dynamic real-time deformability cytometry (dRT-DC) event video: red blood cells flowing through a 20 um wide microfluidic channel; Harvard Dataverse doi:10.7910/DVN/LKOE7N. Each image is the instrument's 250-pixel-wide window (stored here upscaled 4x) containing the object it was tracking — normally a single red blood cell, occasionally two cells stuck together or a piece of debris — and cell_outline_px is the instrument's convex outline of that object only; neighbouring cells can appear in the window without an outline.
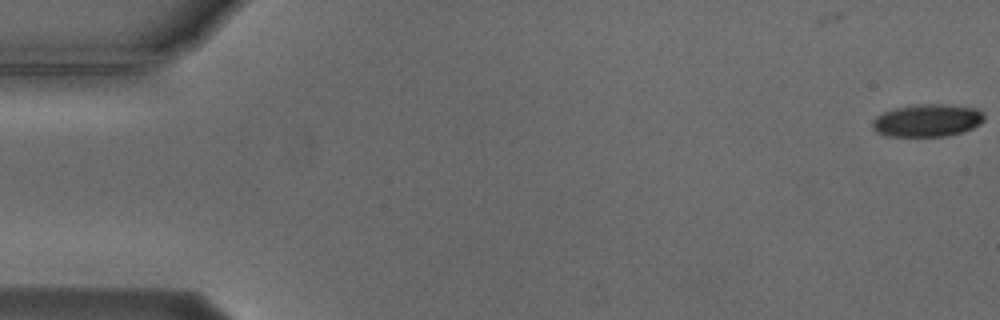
{"species": "Egyptian fruit bat (a non-hibernating species)", "species_latin": "Rousettus aegyptiacus", "temperature_condition": "cold", "stored_images_in_passage": 49, "camera_frame_rate_fps": 3000, "um_per_image_px": 0.085, "animal": {"sex": "male"}, "frame": {"image": 1, "passage_image": 1, "time_ms": 0.0, "image_size_px": [1000, 320], "cell_outline_px": [[984, 120], [980, 124], [964, 132], [948, 136], [888, 136], [876, 132], [872, 128], [872, 120], [876, 116], [884, 112], [896, 108], [920, 104], [944, 104], [976, 108], [984, 116]], "centroid_in_image_um": [78.81, 10.25], "position_along_channel_um": 6.2, "area_um2": 21.21}}
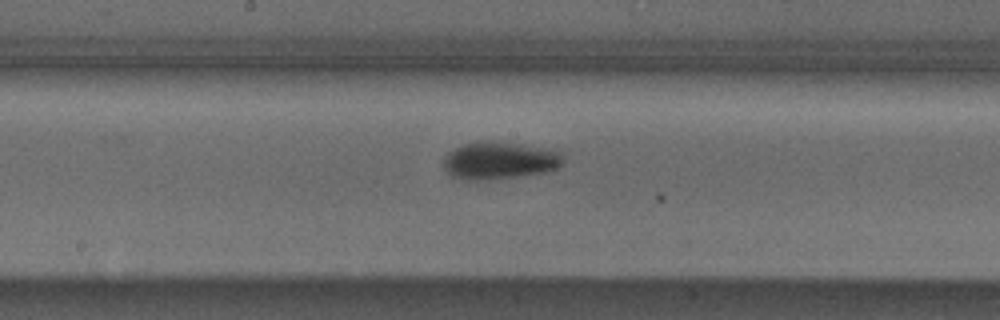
{"frame": {"image": 2, "passage_image": 29, "time_ms": 9.333, "image_size_px": [1000, 320], "cell_outline_px": [[564, 160], [556, 168], [544, 172], [488, 180], [464, 180], [452, 176], [444, 168], [444, 160], [448, 152], [464, 144], [480, 140], [492, 140], [520, 144], [560, 152]], "centroid_in_image_um": [42.4, 13.64], "position_along_channel_um": 205.8, "area_um2": 25.84}}
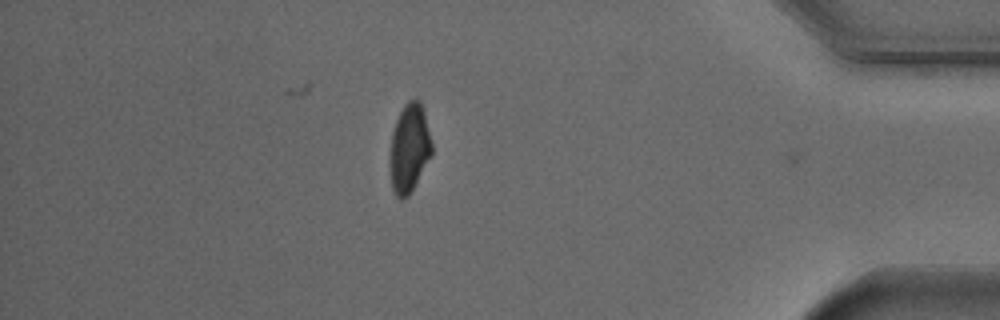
{"frame": {"image": 3, "passage_image": 48, "time_ms": 15.667, "image_size_px": [1000, 320], "cell_outline_px": [[432, 156], [408, 196], [404, 200], [400, 200], [392, 192], [392, 132], [396, 120], [404, 104], [408, 100], [416, 96], [420, 100], [424, 112], [432, 140]], "centroid_in_image_um": [34.84, 12.56], "position_along_channel_um": 400.4, "area_um2": 21.44}, "authors_computed_cell_mechanics": {"area_um2": 23.5246, "velocity_mm_per_s": 3.75, "shape_relaxation_time_tau1_ms": 3.4809, "shape_relaxation_time_tau2_ms": null, "deformation_change_tau1": 0.1283, "deformation_change_tau2": null}}